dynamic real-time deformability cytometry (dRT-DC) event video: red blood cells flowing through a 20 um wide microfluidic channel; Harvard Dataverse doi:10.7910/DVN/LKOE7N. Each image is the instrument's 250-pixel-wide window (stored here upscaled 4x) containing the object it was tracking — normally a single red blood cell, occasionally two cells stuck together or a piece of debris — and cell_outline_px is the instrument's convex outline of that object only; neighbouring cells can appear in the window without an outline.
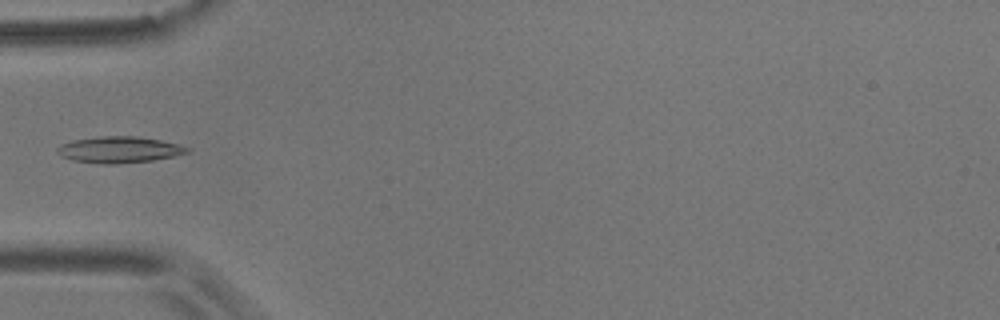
{"species": "common noctule bat (a hibernating species)", "species_latin": "Nyctalus noctula", "temperature_condition": "room temperature", "stored_images_in_passage": 8, "camera_frame_rate_fps": 3000, "um_per_image_px": 0.085, "animal": {"sex": "male", "body_mass_g": 17.9}, "frame": {"image": 1, "passage_image": 5, "time_ms": 5.333, "image_size_px": [1000, 320], "cell_outline_px": [[192, 148], [188, 152], [172, 156], [152, 160], [116, 164], [100, 164], [72, 160], [60, 156], [56, 152], [56, 148], [60, 144], [72, 140], [100, 136], [136, 136], [160, 140]], "centroid_in_image_um": [10.07, 12.72], "position_along_channel_um": 74.9, "area_um2": 19.94}}
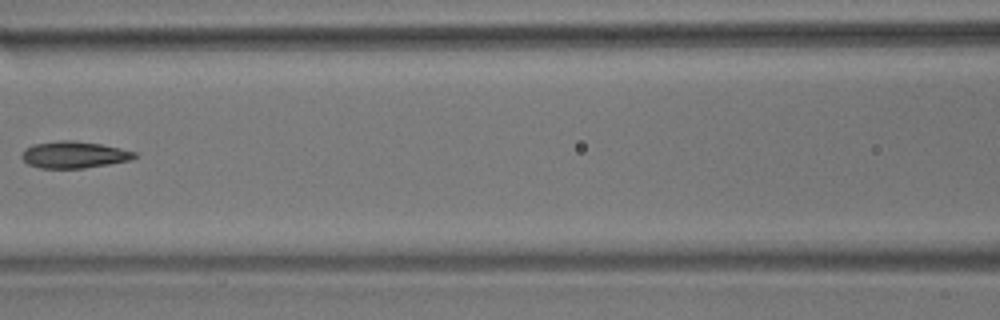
{"frame": {"image": 2, "passage_image": 7, "time_ms": 7.667, "image_size_px": [1000, 320], "cell_outline_px": [[136, 156], [128, 160], [108, 164], [84, 168], [40, 168], [28, 164], [20, 156], [24, 148], [32, 144], [60, 140], [72, 140], [100, 144], [120, 148], [136, 152]], "centroid_in_image_um": [6.23, 13.14], "position_along_channel_um": 160.4, "area_um2": 17.51}}
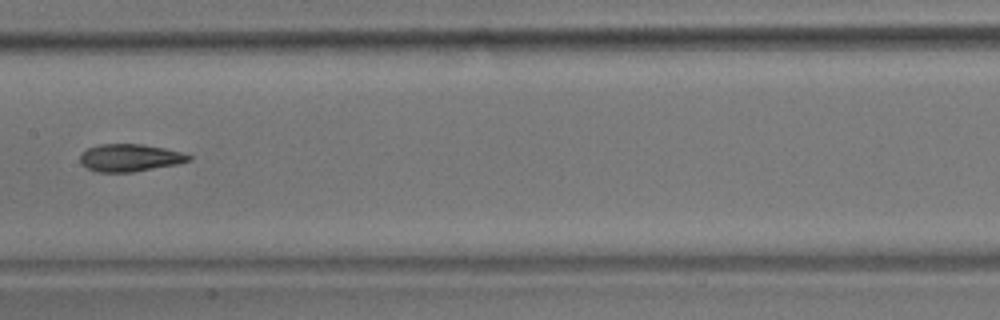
{"frame": {"image": 3, "passage_image": 8, "time_ms": 8.667, "image_size_px": [1000, 320], "cell_outline_px": [[192, 160], [176, 164], [132, 172], [96, 172], [80, 164], [80, 156], [88, 148], [100, 144], [144, 144], [164, 148], [180, 152], [192, 156]], "centroid_in_image_um": [11.03, 13.41], "position_along_channel_um": 196.4, "area_um2": 17.28}}